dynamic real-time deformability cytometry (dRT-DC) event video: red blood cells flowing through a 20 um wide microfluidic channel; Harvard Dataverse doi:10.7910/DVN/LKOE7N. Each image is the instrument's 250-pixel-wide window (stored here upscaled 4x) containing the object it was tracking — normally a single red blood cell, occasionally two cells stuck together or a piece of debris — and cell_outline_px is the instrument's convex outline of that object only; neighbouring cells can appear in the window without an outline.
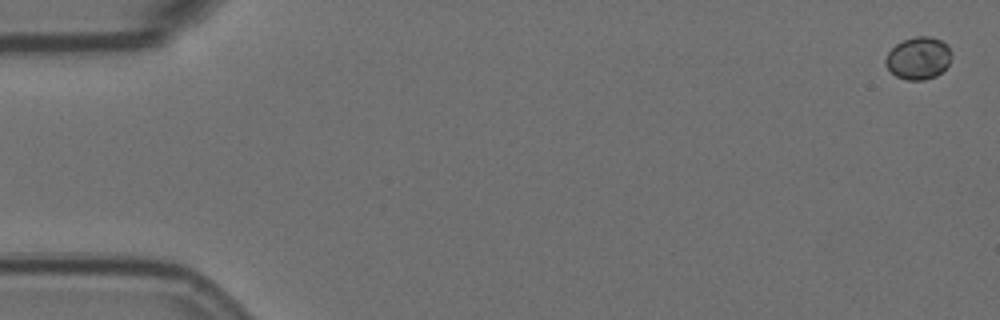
{"species": "Egyptian fruit bat (a non-hibernating species)", "species_latin": "Rousettus aegyptiacus", "temperature_condition": "room temperature", "stored_images_in_passage": 5, "camera_frame_rate_fps": 3000, "um_per_image_px": 0.085, "animal": {"sex": "female"}, "frame": {"image": 1, "passage_image": 1, "time_ms": 0.0, "image_size_px": [1000, 320], "cell_outline_px": [[952, 56], [948, 64], [936, 76], [924, 80], [908, 80], [896, 76], [884, 64], [884, 60], [888, 52], [896, 44], [904, 40], [916, 36], [928, 36], [940, 40], [948, 44], [952, 52]], "centroid_in_image_um": [78.07, 4.94], "position_along_channel_um": 6.9, "area_um2": 16.3}}
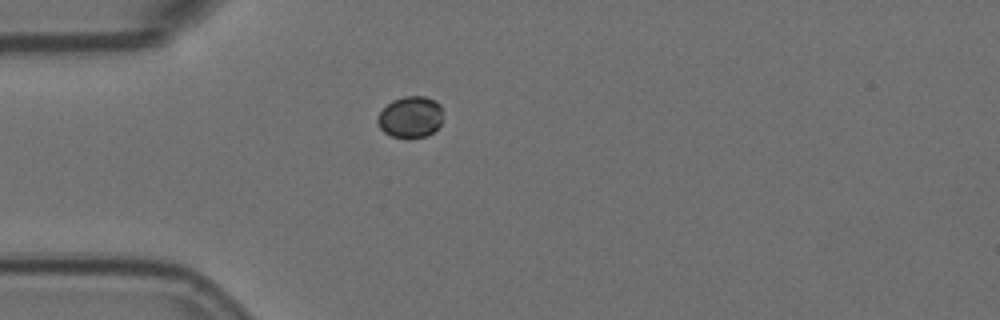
{"frame": {"image": 2, "passage_image": 5, "time_ms": 1.333, "image_size_px": [1000, 320], "cell_outline_px": [[440, 124], [432, 132], [424, 136], [392, 136], [384, 132], [380, 128], [376, 120], [380, 112], [392, 100], [404, 96], [424, 96], [436, 100], [440, 104]], "centroid_in_image_um": [34.86, 9.91], "position_along_channel_um": 50.1, "area_um2": 15.32}}